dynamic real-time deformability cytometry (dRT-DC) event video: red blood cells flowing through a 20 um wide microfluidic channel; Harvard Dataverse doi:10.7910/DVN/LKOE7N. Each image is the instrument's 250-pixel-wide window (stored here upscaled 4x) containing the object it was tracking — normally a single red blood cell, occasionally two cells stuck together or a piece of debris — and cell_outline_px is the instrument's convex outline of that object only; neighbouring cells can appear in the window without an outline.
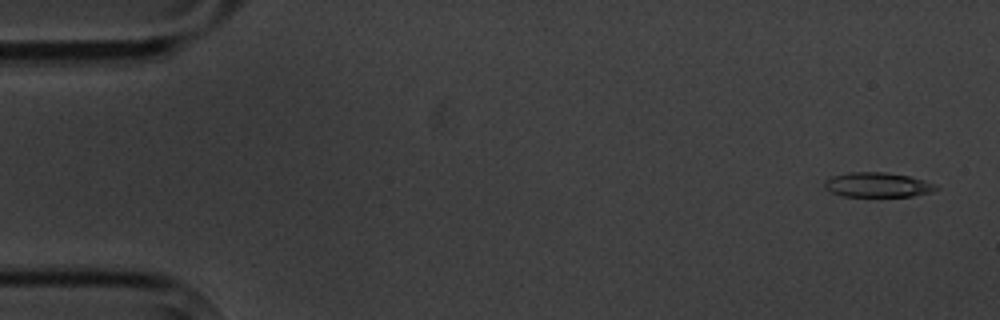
{"species": "common noctule bat (a hibernating species)", "species_latin": "Nyctalus noctula", "temperature_condition": "cold", "stored_images_in_passage": 5, "camera_frame_rate_fps": 3000, "um_per_image_px": 0.085, "animal": {"sex": "male", "body_mass_g": 20.1, "forearm_length_mm": 53.5}, "frame": {"image": 1, "passage_image": 1, "time_ms": 0.0, "image_size_px": [1000, 320], "cell_outline_px": [[940, 188], [932, 192], [912, 196], [840, 196], [824, 188], [824, 180], [832, 176], [848, 172], [884, 172], [908, 176], [924, 180], [936, 184]], "centroid_in_image_um": [74.59, 15.71], "position_along_channel_um": 10.4, "area_um2": 16.13}}
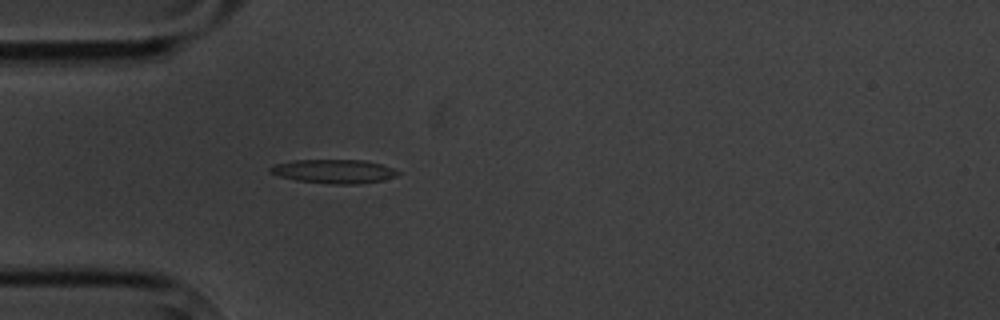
{"frame": {"image": 2, "passage_image": 5, "time_ms": 4.667, "image_size_px": [1000, 320], "cell_outline_px": [[400, 172], [396, 176], [384, 180], [356, 184], [332, 184], [296, 180], [280, 176], [268, 172], [268, 168], [276, 164], [292, 160], [364, 160], [380, 164], [392, 168]], "centroid_in_image_um": [28.37, 14.56], "position_along_channel_um": 56.6, "area_um2": 17.69}}